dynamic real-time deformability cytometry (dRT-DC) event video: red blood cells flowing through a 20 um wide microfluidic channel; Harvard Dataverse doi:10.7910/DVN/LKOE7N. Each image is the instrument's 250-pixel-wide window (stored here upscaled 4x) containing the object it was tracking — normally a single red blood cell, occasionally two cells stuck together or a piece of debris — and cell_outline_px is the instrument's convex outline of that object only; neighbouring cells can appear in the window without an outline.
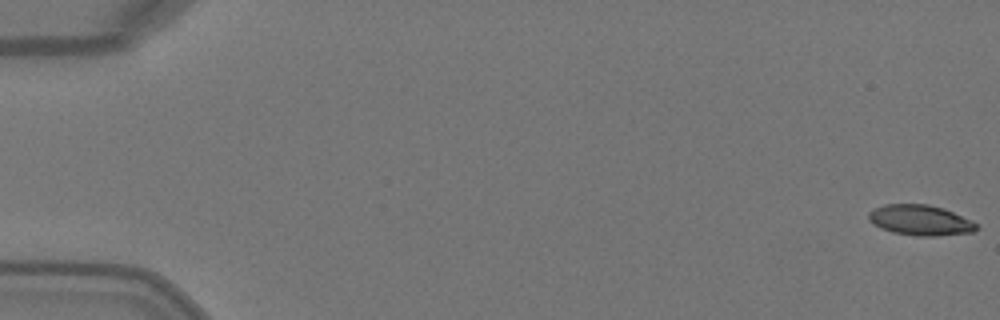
{"species": "Egyptian fruit bat (a non-hibernating species)", "species_latin": "Rousettus aegyptiacus", "temperature_condition": "warm", "stored_images_in_passage": 48, "camera_frame_rate_fps": 3000, "um_per_image_px": 0.085, "animal": {"sex": "female"}, "frame": {"image": 1, "passage_image": 1, "time_ms": 0.0, "image_size_px": [1000, 320], "cell_outline_px": [[980, 224], [972, 232], [936, 236], [916, 236], [892, 232], [880, 228], [868, 220], [868, 212], [872, 208], [884, 204], [928, 204], [944, 208], [972, 220]], "centroid_in_image_um": [78.21, 18.71], "position_along_channel_um": 6.8, "area_um2": 19.36}}
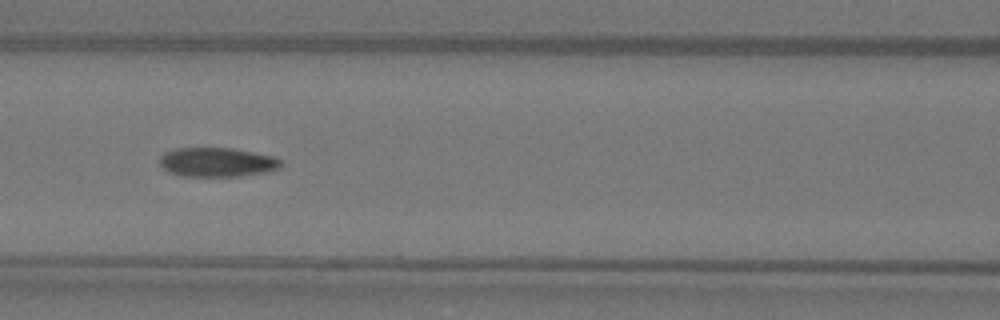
{"frame": {"image": 2, "passage_image": 23, "time_ms": 7.333, "image_size_px": [1000, 320], "cell_outline_px": [[280, 168], [268, 172], [244, 176], [180, 176], [168, 172], [160, 164], [160, 156], [164, 152], [176, 148], [232, 148], [276, 156], [280, 160]], "centroid_in_image_um": [18.46, 13.79], "position_along_channel_um": 148.1, "area_um2": 20.87}}
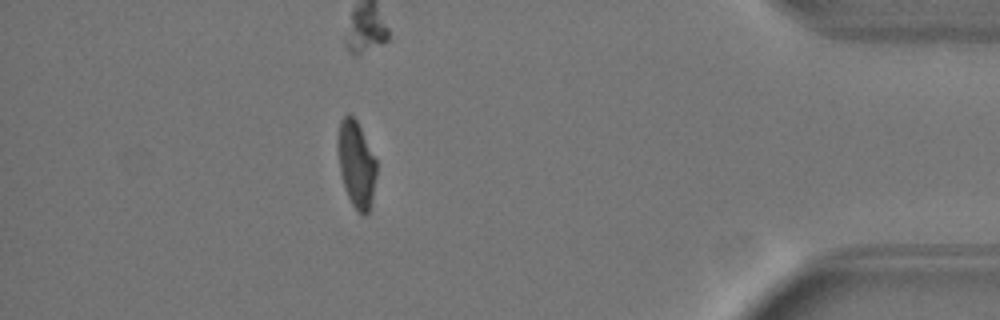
{"frame": {"image": 3, "passage_image": 45, "time_ms": 14.667, "image_size_px": [1000, 320], "cell_outline_px": [[376, 176], [372, 200], [368, 212], [364, 216], [352, 204], [344, 188], [340, 172], [336, 148], [336, 140], [340, 120], [348, 112], [356, 120], [376, 160]], "centroid_in_image_um": [30.25, 13.92], "position_along_channel_um": 405.0, "area_um2": 19.54}}